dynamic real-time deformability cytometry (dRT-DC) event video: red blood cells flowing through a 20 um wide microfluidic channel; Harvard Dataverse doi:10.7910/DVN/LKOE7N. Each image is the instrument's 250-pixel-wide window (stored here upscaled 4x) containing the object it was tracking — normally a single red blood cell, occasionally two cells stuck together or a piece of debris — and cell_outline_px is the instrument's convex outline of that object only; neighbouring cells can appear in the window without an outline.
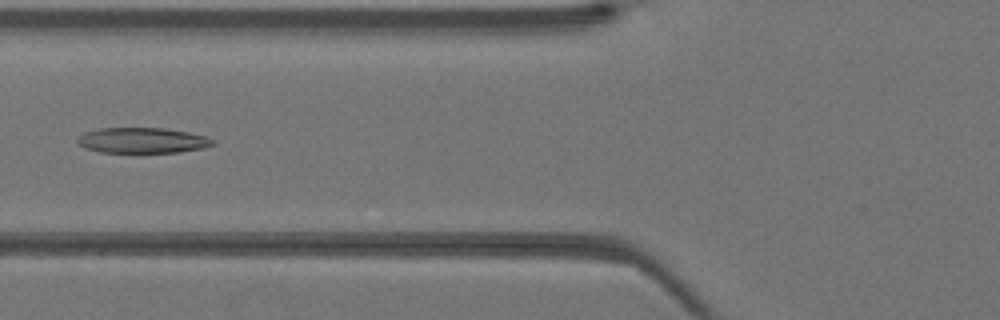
{"species": "Egyptian fruit bat (a non-hibernating species)", "species_latin": "Rousettus aegyptiacus", "temperature_condition": "warm", "stored_images_in_passage": 42, "camera_frame_rate_fps": 3000, "um_per_image_px": 0.085, "animal": {"sex": "female"}, "frame": {"image": 1, "passage_image": 17, "time_ms": 5.333, "image_size_px": [1000, 320], "cell_outline_px": [[216, 144], [200, 148], [180, 152], [100, 152], [84, 148], [76, 140], [84, 132], [100, 128], [164, 128], [188, 132], [204, 136], [216, 140]], "centroid_in_image_um": [12.1, 11.93], "position_along_channel_um": 113.7, "area_um2": 20.0}}
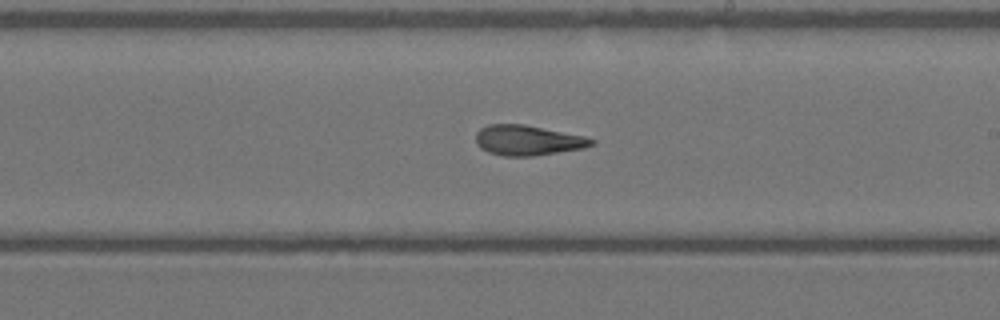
{"frame": {"image": 2, "passage_image": 25, "time_ms": 8.0, "image_size_px": [1000, 320], "cell_outline_px": [[596, 144], [584, 148], [532, 156], [504, 156], [488, 152], [480, 148], [476, 144], [476, 132], [480, 128], [488, 124], [524, 124], [584, 136], [596, 140]], "centroid_in_image_um": [44.85, 11.92], "position_along_channel_um": 244.2, "area_um2": 20.4}}
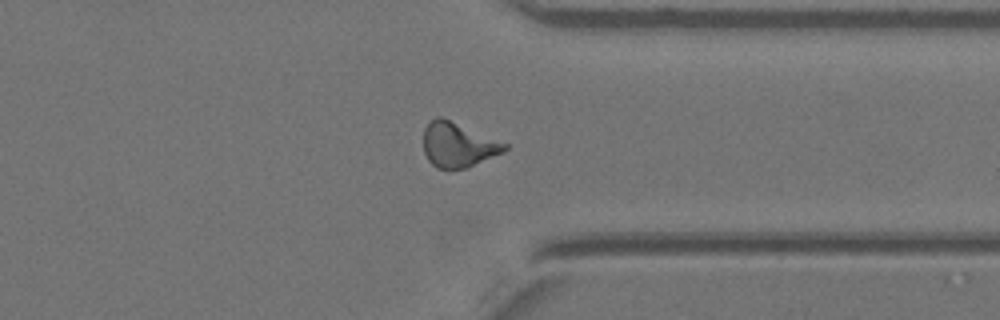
{"frame": {"image": 3, "passage_image": 33, "time_ms": 10.667, "image_size_px": [1000, 320], "cell_outline_px": [[508, 148], [504, 152], [464, 168], [436, 168], [428, 160], [424, 152], [424, 128], [436, 116], [440, 116], [508, 144]], "centroid_in_image_um": [38.92, 12.3], "position_along_channel_um": 372.5, "area_um2": 20.75}}